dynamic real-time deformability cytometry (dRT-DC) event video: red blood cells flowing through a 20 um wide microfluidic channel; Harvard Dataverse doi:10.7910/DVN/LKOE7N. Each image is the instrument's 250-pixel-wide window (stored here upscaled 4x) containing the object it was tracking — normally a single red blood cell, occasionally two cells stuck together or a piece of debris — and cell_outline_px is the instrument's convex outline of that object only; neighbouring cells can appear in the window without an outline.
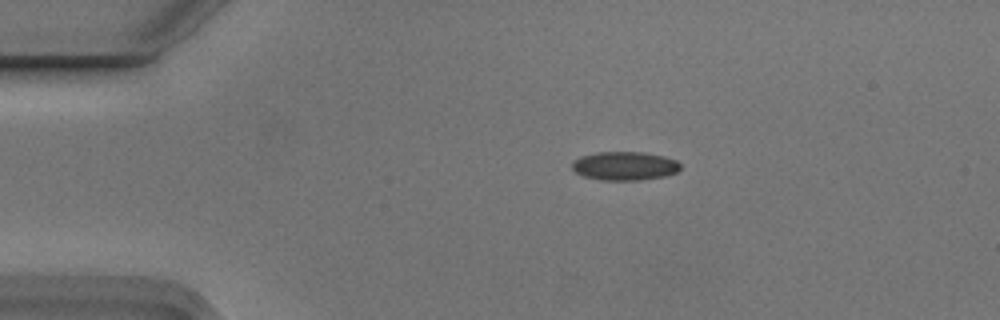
{"species": "Egyptian fruit bat (a non-hibernating species)", "species_latin": "Rousettus aegyptiacus", "temperature_condition": "cold", "stored_images_in_passage": 5, "camera_frame_rate_fps": 3000, "um_per_image_px": 0.085, "animal": {"sex": "male"}, "frame": {"image": 1, "passage_image": 5, "time_ms": 1.333, "image_size_px": [1000, 320], "cell_outline_px": [[680, 168], [676, 172], [664, 176], [636, 180], [600, 180], [584, 176], [576, 172], [572, 168], [572, 160], [580, 156], [596, 152], [644, 152], [664, 156], [676, 160], [680, 164]], "centroid_in_image_um": [53.07, 14.09], "position_along_channel_um": 31.9, "area_um2": 18.09}}